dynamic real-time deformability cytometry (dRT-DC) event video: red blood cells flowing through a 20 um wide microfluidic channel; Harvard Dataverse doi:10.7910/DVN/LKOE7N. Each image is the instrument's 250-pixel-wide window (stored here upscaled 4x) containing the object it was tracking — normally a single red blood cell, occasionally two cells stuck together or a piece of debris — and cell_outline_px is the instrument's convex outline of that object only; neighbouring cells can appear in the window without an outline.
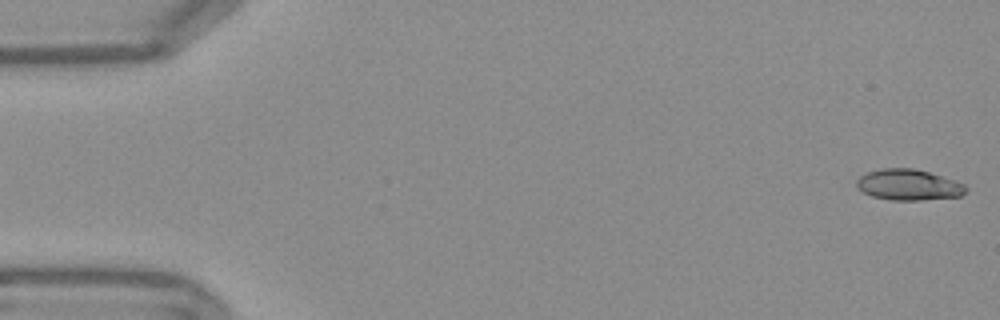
{"species": "Egyptian fruit bat (a non-hibernating species)", "species_latin": "Rousettus aegyptiacus", "temperature_condition": "warm", "stored_images_in_passage": 28, "camera_frame_rate_fps": 3000, "um_per_image_px": 0.085, "frame": {"image": 1, "passage_image": 1, "time_ms": 0.0, "image_size_px": [1000, 320], "cell_outline_px": [[968, 188], [960, 196], [920, 200], [892, 200], [872, 196], [856, 188], [856, 180], [860, 176], [868, 172], [880, 168], [912, 168], [928, 172], [956, 180], [964, 184]], "centroid_in_image_um": [77.21, 15.7], "position_along_channel_um": 7.8, "area_um2": 19.65}}
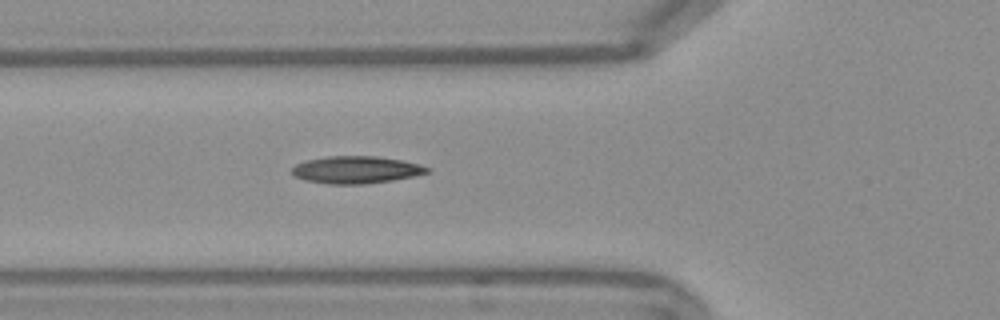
{"frame": {"image": 2, "passage_image": 19, "time_ms": 6.0, "image_size_px": [1000, 320], "cell_outline_px": [[428, 172], [412, 176], [392, 180], [364, 184], [328, 184], [304, 180], [296, 176], [292, 172], [292, 168], [296, 164], [304, 160], [328, 156], [376, 156], [400, 160], [420, 164], [428, 168]], "centroid_in_image_um": [30.22, 14.43], "position_along_channel_um": 95.6, "area_um2": 21.33}}
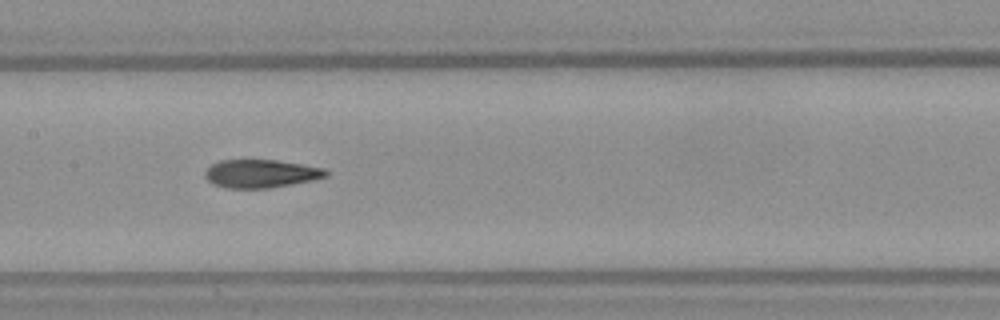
{"frame": {"image": 3, "passage_image": 26, "time_ms": 8.333, "image_size_px": [1000, 320], "cell_outline_px": [[328, 176], [312, 180], [268, 188], [224, 188], [212, 184], [204, 176], [204, 172], [212, 164], [220, 160], [276, 160], [324, 168], [328, 172]], "centroid_in_image_um": [22.14, 14.76], "position_along_channel_um": 185.3, "area_um2": 19.77}}